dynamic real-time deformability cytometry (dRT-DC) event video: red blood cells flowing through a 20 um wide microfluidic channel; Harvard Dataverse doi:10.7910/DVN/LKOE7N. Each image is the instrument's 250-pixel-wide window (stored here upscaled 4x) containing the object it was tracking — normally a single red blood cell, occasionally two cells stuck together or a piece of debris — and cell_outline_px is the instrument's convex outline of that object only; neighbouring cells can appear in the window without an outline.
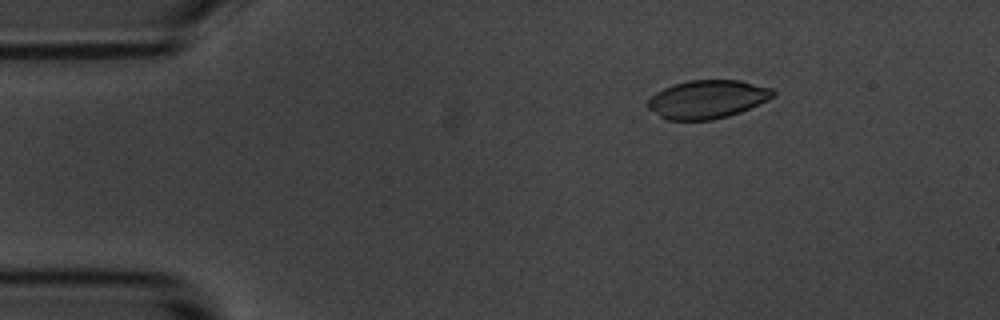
{"species": "common noctule bat (a hibernating species)", "species_latin": "Nyctalus noctula", "temperature_condition": "room temperature", "stored_images_in_passage": 15, "camera_frame_rate_fps": 3000, "um_per_image_px": 0.085, "animal": {"sex": "male", "body_mass_g": 20.1, "forearm_length_mm": 53.5}, "frame": {"image": 1, "passage_image": 3, "time_ms": 2.667, "image_size_px": [1000, 320], "cell_outline_px": [[776, 96], [768, 100], [740, 112], [728, 116], [712, 120], [668, 120], [660, 116], [648, 108], [644, 104], [656, 92], [664, 88], [688, 80], [740, 80], [772, 88], [776, 92]], "centroid_in_image_um": [60.14, 8.44], "position_along_channel_um": 24.9, "area_um2": 28.03}}
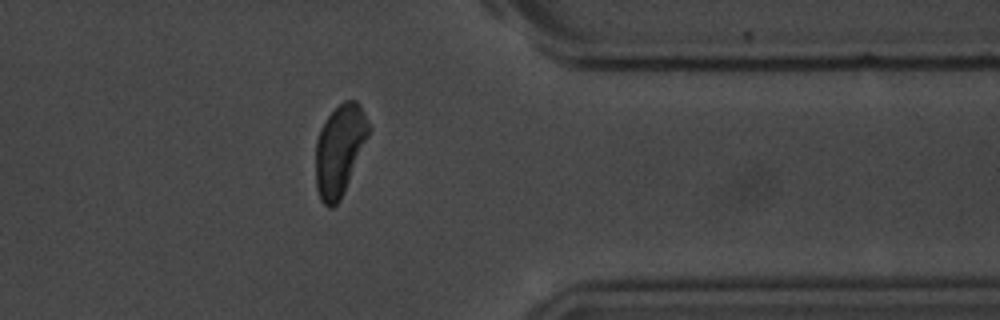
{"frame": {"image": 2, "passage_image": 13, "time_ms": 15.0, "image_size_px": [1000, 320], "cell_outline_px": [[372, 128], [344, 192], [340, 200], [332, 208], [328, 208], [320, 200], [316, 188], [316, 140], [320, 128], [324, 120], [344, 100], [356, 100], [360, 104]], "centroid_in_image_um": [28.87, 12.74], "position_along_channel_um": 382.5, "area_um2": 28.21}}
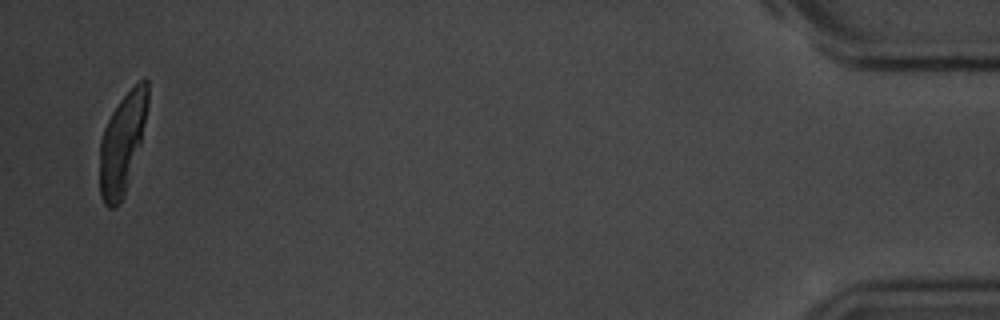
{"frame": {"image": 3, "passage_image": 15, "time_ms": 18.333, "image_size_px": [1000, 320], "cell_outline_px": [[148, 104], [140, 144], [124, 196], [116, 208], [108, 208], [104, 204], [100, 196], [100, 140], [104, 128], [112, 112], [120, 100], [140, 80], [148, 80]], "centroid_in_image_um": [10.37, 12.22], "position_along_channel_um": 424.8, "area_um2": 27.69}, "authors_computed_cell_mechanics": {"area_um2": 28.6688, "velocity_mm_per_s": 3.5194, "shape_relaxation_time_tau1_ms": 5.6986, "shape_relaxation_time_tau2_ms": null, "deformation_change_tau1": 0.2459, "deformation_change_tau2": null}}